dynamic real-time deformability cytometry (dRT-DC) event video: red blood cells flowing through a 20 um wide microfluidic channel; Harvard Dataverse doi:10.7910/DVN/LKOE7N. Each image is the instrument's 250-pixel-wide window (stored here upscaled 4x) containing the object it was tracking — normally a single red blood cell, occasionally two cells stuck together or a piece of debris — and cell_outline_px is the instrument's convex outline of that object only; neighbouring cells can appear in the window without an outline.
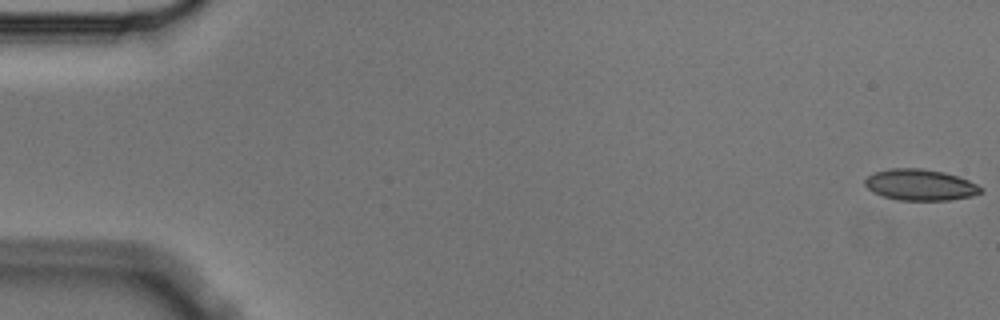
{"species": "Egyptian fruit bat (a non-hibernating species)", "species_latin": "Rousettus aegyptiacus", "temperature_condition": "cold", "stored_images_in_passage": 8, "camera_frame_rate_fps": 3000, "um_per_image_px": 0.085, "animal": {"sex": "male"}, "frame": {"image": 1, "passage_image": 1, "time_ms": 0.0, "image_size_px": [1000, 320], "cell_outline_px": [[984, 188], [980, 192], [972, 196], [948, 200], [896, 200], [880, 196], [872, 192], [864, 184], [864, 180], [868, 176], [876, 172], [892, 168], [920, 168], [944, 172], [968, 180]], "centroid_in_image_um": [78.19, 15.72], "position_along_channel_um": 6.8, "area_um2": 21.04}}
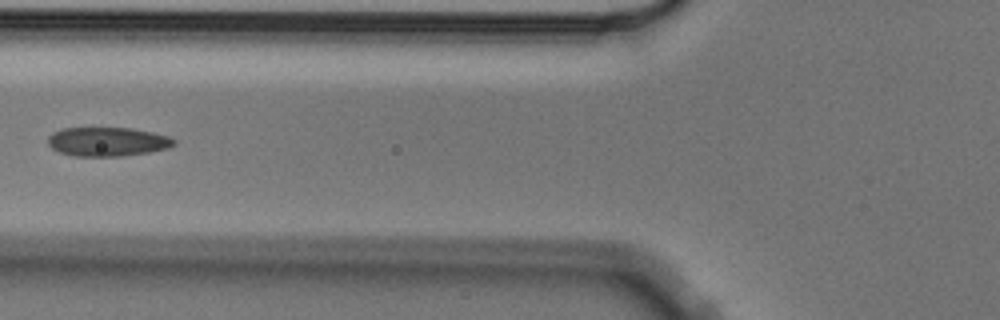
{"frame": {"image": 2, "passage_image": 6, "time_ms": 1.667, "image_size_px": [1000, 320], "cell_outline_px": [[176, 144], [168, 148], [148, 152], [120, 156], [72, 156], [60, 152], [52, 148], [48, 144], [48, 136], [52, 132], [64, 128], [92, 124], [132, 128], [152, 132], [168, 136], [176, 140]], "centroid_in_image_um": [9.08, 11.98], "position_along_channel_um": 116.7, "area_um2": 22.31}}
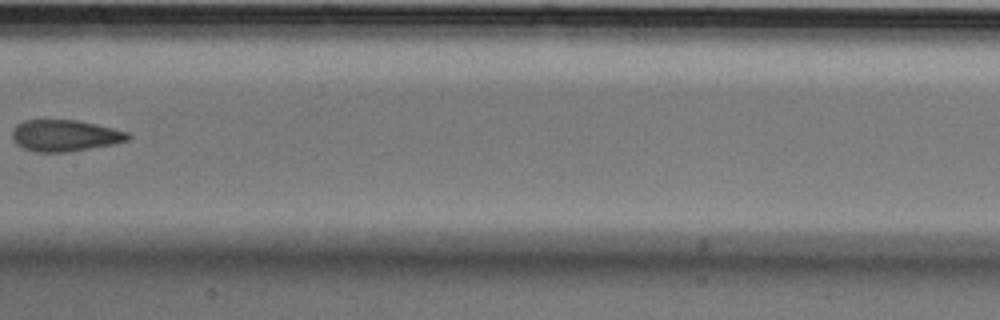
{"frame": {"image": 3, "passage_image": 8, "time_ms": 2.333, "image_size_px": [1000, 320], "cell_outline_px": [[132, 136], [128, 140], [112, 144], [68, 152], [36, 152], [24, 148], [16, 144], [12, 140], [12, 128], [16, 124], [24, 120], [76, 120], [112, 128], [128, 132]], "centroid_in_image_um": [5.47, 11.52], "position_along_channel_um": 201.9, "area_um2": 21.21}}